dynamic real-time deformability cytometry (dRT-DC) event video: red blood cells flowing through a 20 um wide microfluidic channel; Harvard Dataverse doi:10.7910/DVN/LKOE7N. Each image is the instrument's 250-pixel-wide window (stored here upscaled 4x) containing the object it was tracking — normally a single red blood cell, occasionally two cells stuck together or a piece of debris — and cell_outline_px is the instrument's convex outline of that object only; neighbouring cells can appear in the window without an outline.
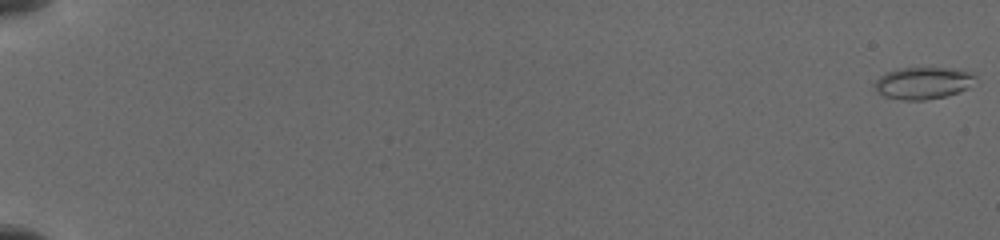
{"species": "common noctule bat (a hibernating species)", "species_latin": "Nyctalus noctula", "temperature_condition": "cold", "stored_images_in_passage": 10, "camera_frame_rate_fps": 3000, "um_per_image_px": 0.085, "animal": {"sex": "female", "body_mass_g": 19.5, "forearm_length_mm": 54.1}, "frame": {"image": 1, "passage_image": 1, "time_ms": 0.0, "image_size_px": [1000, 240], "cell_outline_px": [[976, 76], [968, 88], [960, 92], [944, 96], [924, 100], [900, 100], [884, 96], [876, 92], [872, 84], [884, 72], [900, 68], [948, 68], [972, 72]], "centroid_in_image_um": [78.4, 7.06], "position_along_channel_um": 6.6, "area_um2": 18.9}}